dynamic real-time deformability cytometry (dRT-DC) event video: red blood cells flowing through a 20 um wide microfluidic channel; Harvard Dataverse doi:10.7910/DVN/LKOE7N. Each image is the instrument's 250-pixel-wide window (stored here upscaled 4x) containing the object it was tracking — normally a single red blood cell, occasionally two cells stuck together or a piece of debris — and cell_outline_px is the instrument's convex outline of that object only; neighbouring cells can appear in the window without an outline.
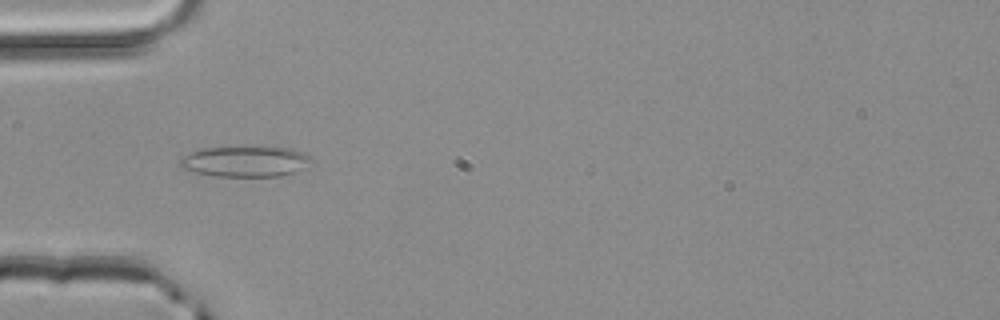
{"species": "common noctule bat (a hibernating species)", "species_latin": "Nyctalus noctula", "temperature_condition": "room temperature", "stored_images_in_passage": 2, "camera_frame_rate_fps": 3000, "um_per_image_px": 0.085, "animal": {"sex": "male", "body_mass_g": 20.4}, "frame": {"image": 1, "passage_image": 2, "time_ms": 0.333, "image_size_px": [1000, 320], "cell_outline_px": [[316, 160], [292, 172], [280, 176], [212, 176], [180, 168], [176, 164], [176, 160], [192, 152], [204, 148], [292, 148], [312, 156]], "centroid_in_image_um": [20.81, 13.74], "position_along_channel_um": 64.2, "area_um2": 23.24}}